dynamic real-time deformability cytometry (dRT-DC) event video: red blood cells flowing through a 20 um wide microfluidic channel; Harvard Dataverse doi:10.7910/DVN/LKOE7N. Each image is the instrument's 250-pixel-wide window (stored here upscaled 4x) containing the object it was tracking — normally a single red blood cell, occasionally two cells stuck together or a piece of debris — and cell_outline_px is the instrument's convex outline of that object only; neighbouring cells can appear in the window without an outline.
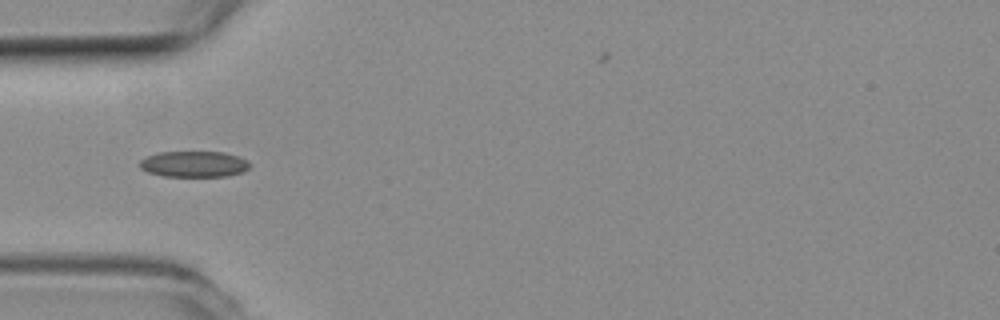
{"species": "common noctule bat (a hibernating species)", "species_latin": "Nyctalus noctula", "temperature_condition": "room temperature", "stored_images_in_passage": 6, "camera_frame_rate_fps": 3000, "um_per_image_px": 0.085, "animal": {"sex": "female", "body_mass_g": 19.3, "forearm_length_mm": 54.1}, "frame": {"image": 1, "passage_image": 4, "time_ms": 1.0, "image_size_px": [1000, 320], "cell_outline_px": [[252, 164], [244, 172], [228, 176], [164, 176], [148, 172], [140, 168], [140, 160], [156, 152], [224, 152], [248, 160]], "centroid_in_image_um": [16.51, 13.95], "position_along_channel_um": 68.5, "area_um2": 16.7}}
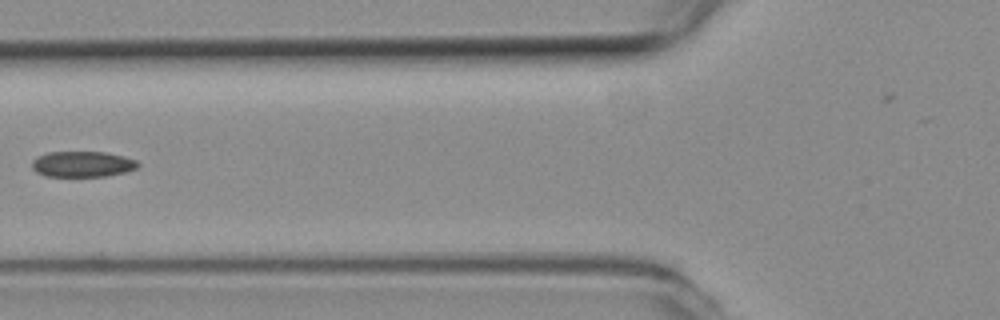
{"frame": {"image": 2, "passage_image": 5, "time_ms": 1.333, "image_size_px": [1000, 320], "cell_outline_px": [[140, 164], [136, 168], [124, 172], [104, 176], [44, 176], [36, 172], [32, 168], [32, 160], [36, 156], [48, 152], [104, 152], [124, 156], [136, 160]], "centroid_in_image_um": [6.97, 13.94], "position_along_channel_um": 118.8, "area_um2": 15.9}}
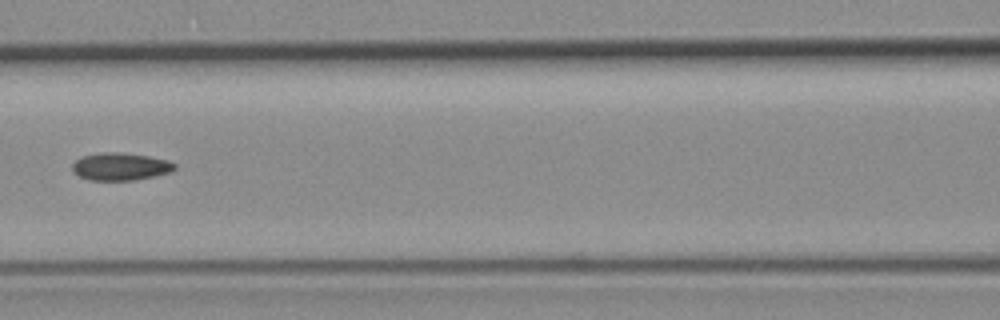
{"frame": {"image": 3, "passage_image": 6, "time_ms": 1.667, "image_size_px": [1000, 320], "cell_outline_px": [[176, 168], [172, 172], [156, 176], [136, 180], [88, 180], [80, 176], [72, 168], [72, 164], [80, 156], [100, 152], [120, 152], [148, 156], [168, 160], [176, 164]], "centroid_in_image_um": [10.26, 14.15], "position_along_channel_um": 156.3, "area_um2": 16.59}}